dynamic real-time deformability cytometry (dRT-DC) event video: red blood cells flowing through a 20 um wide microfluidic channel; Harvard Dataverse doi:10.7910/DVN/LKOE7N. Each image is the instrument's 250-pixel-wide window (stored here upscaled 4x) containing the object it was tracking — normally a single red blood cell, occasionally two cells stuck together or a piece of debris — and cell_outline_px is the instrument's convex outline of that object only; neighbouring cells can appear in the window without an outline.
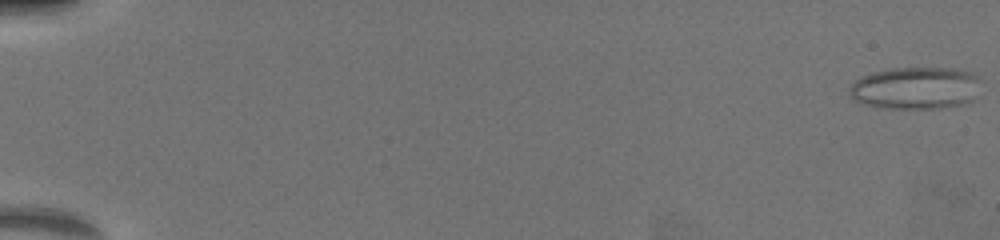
{"species": "common noctule bat (a hibernating species)", "species_latin": "Nyctalus noctula", "temperature_condition": "warm", "stored_images_in_passage": 66, "camera_frame_rate_fps": 3000, "um_per_image_px": 0.085, "animal": {"sex": "female", "body_mass_g": 19.5, "forearm_length_mm": 54.1}, "frame": {"image": 1, "passage_image": 1, "time_ms": 0.0, "image_size_px": [1000, 240], "cell_outline_px": [[980, 96], [964, 104], [940, 108], [888, 108], [864, 104], [848, 96], [848, 88], [860, 76], [872, 72], [892, 68], [960, 68], [972, 72], [980, 76]], "centroid_in_image_um": [77.89, 7.47], "position_along_channel_um": 7.1, "area_um2": 33.06}}
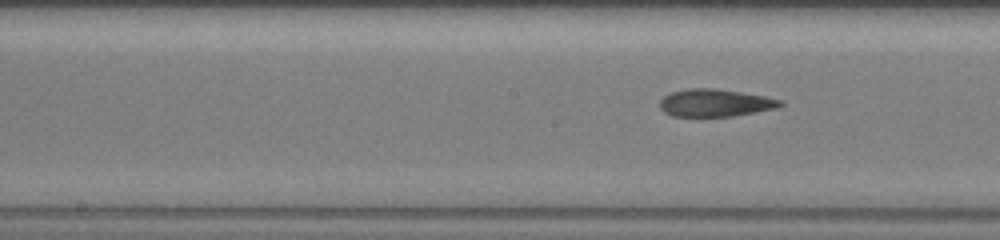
{"frame": {"image": 2, "passage_image": 36, "time_ms": 11.667, "image_size_px": [1000, 240], "cell_outline_px": [[784, 104], [776, 108], [756, 112], [732, 116], [672, 116], [664, 112], [660, 108], [660, 100], [664, 96], [672, 92], [688, 88], [716, 88], [764, 96], [784, 100]], "centroid_in_image_um": [60.8, 8.74], "position_along_channel_um": 187.4, "area_um2": 19.31}}
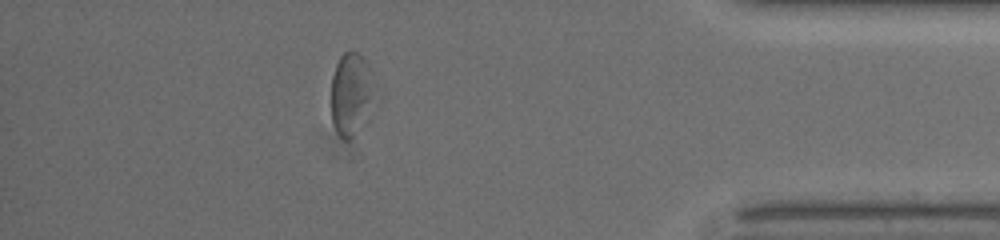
{"frame": {"image": 3, "passage_image": 59, "time_ms": 19.333, "image_size_px": [1000, 240], "cell_outline_px": [[368, 124], [352, 136], [340, 136], [332, 120], [332, 76], [336, 64], [340, 56], [348, 48], [352, 48], [368, 64]], "centroid_in_image_um": [29.76, 7.97], "position_along_channel_um": 405.4, "area_um2": 19.59}}